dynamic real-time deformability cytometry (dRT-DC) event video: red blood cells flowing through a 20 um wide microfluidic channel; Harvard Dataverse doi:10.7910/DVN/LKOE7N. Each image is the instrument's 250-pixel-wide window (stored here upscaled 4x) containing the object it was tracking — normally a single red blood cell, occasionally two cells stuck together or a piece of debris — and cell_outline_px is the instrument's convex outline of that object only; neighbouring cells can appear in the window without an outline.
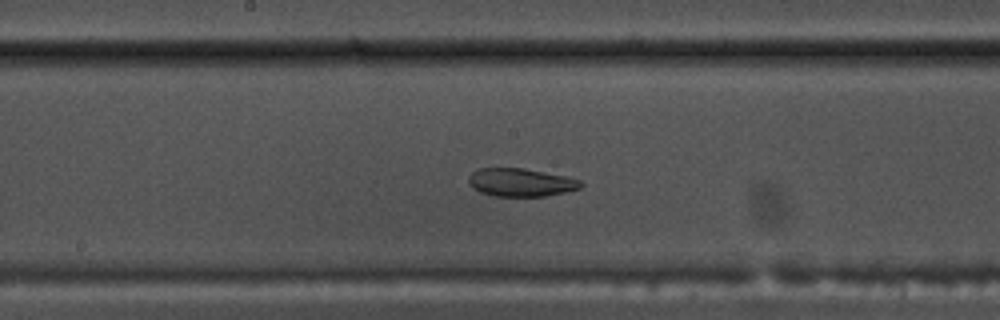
{"species": "common noctule bat (a hibernating species)", "species_latin": "Nyctalus noctula", "temperature_condition": "warm", "stored_images_in_passage": 39, "camera_frame_rate_fps": 3000, "um_per_image_px": 0.085, "animal": {"sex": "male", "body_mass_g": 17.5, "forearm_length_mm": 52.3}, "frame": {"image": 1, "passage_image": 13, "time_ms": 4.0, "image_size_px": [1000, 320], "cell_outline_px": [[584, 184], [580, 188], [548, 196], [492, 196], [480, 192], [472, 188], [468, 184], [468, 176], [472, 172], [480, 168], [524, 168], [564, 176], [580, 180]], "centroid_in_image_um": [44.23, 15.51], "position_along_channel_um": 204.0, "area_um2": 18.44}}
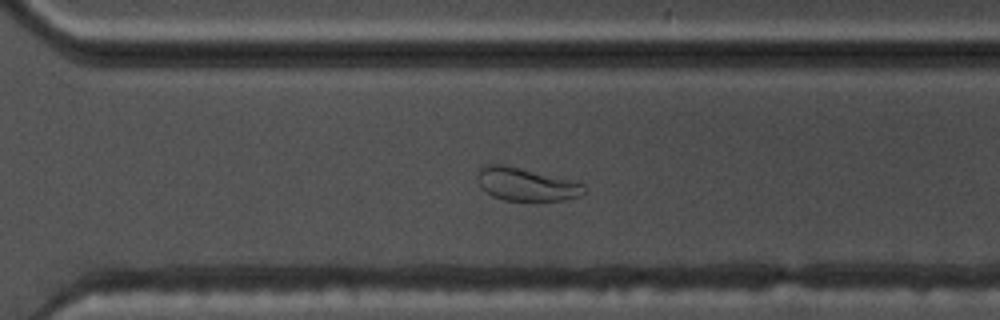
{"frame": {"image": 2, "passage_image": 23, "time_ms": 7.333, "image_size_px": [1000, 320], "cell_outline_px": [[588, 192], [580, 196], [560, 200], [504, 200], [492, 196], [480, 188], [476, 176], [480, 168], [484, 164], [504, 164], [584, 184]], "centroid_in_image_um": [44.67, 15.67], "position_along_channel_um": 325.9, "area_um2": 20.35}}
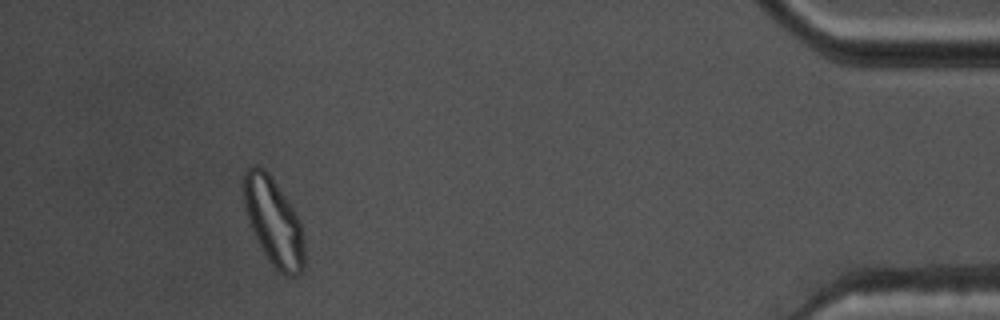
{"frame": {"image": 3, "passage_image": 35, "time_ms": 11.333, "image_size_px": [1000, 320], "cell_outline_px": [[304, 268], [296, 276], [284, 276], [268, 260], [252, 228], [244, 204], [244, 172], [248, 168], [256, 164], [264, 168], [272, 176], [300, 220], [304, 240]], "centroid_in_image_um": [23.28, 18.84], "position_along_channel_um": 411.9, "area_um2": 30.58}, "authors_computed_cell_mechanics": {"area_um2": 20.6346, "velocity_mm_per_s": 3.6656, "shape_relaxation_time_tau1_ms": null, "shape_relaxation_time_tau2_ms": 2.0905, "deformation_change_tau1": null, "deformation_change_tau2": 0.0763}}